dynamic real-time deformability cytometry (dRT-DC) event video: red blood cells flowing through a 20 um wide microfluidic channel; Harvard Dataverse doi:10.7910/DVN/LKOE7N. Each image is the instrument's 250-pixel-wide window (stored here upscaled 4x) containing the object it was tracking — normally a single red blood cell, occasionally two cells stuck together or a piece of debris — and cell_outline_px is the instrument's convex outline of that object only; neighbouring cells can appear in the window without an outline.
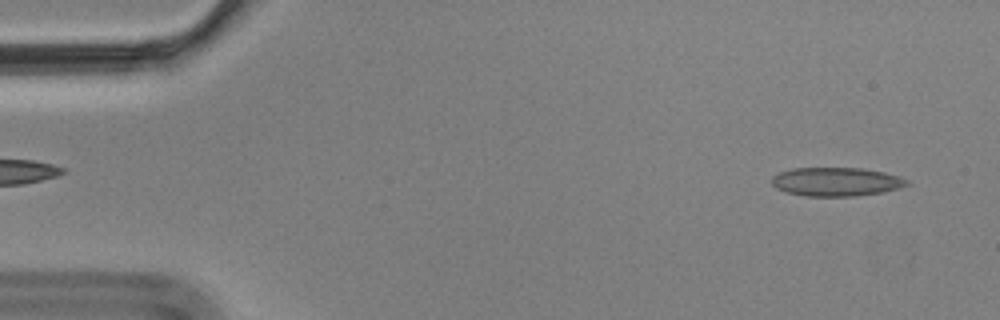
{"species": "Egyptian fruit bat (a non-hibernating species)", "species_latin": "Rousettus aegyptiacus", "temperature_condition": "cold", "stored_images_in_passage": 5, "camera_frame_rate_fps": 3000, "um_per_image_px": 0.085, "animal": {"sex": "male"}, "frame": {"image": 1, "passage_image": 5, "time_ms": 1.333, "image_size_px": [1000, 320], "cell_outline_px": [[908, 184], [884, 192], [852, 196], [804, 196], [788, 192], [776, 188], [772, 184], [772, 176], [780, 172], [792, 168], [864, 168], [884, 172], [900, 176], [908, 180]], "centroid_in_image_um": [71.07, 15.44], "position_along_channel_um": 13.9, "area_um2": 22.54}}